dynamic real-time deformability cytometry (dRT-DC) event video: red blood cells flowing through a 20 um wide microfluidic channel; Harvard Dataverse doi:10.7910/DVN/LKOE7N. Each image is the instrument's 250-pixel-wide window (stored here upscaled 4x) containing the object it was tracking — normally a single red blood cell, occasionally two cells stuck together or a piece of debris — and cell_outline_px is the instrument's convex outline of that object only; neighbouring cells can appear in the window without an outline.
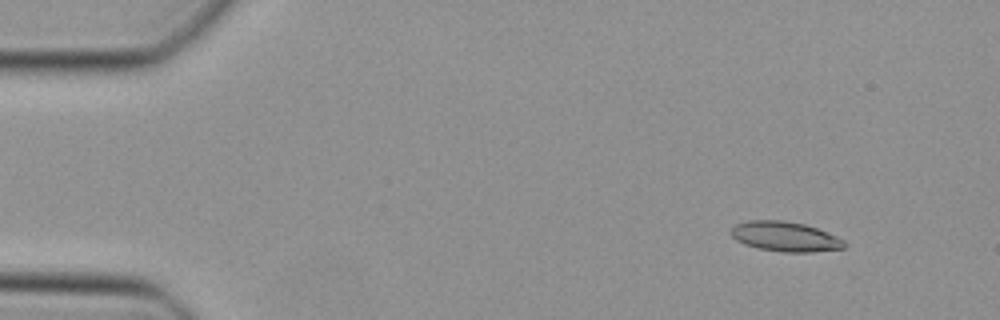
{"species": "Egyptian fruit bat (a non-hibernating species)", "species_latin": "Rousettus aegyptiacus", "temperature_condition": "cold", "stored_images_in_passage": 47, "camera_frame_rate_fps": 3000, "um_per_image_px": 0.085, "animal": {"sex": "female"}, "frame": {"image": 1, "passage_image": 4, "time_ms": 1.0, "image_size_px": [1000, 320], "cell_outline_px": [[848, 244], [844, 248], [812, 252], [780, 252], [760, 248], [744, 244], [736, 240], [732, 236], [732, 228], [736, 224], [748, 220], [784, 220], [804, 224], [816, 228], [836, 236], [844, 240]], "centroid_in_image_um": [66.76, 20.11], "position_along_channel_um": 18.2, "area_um2": 19.65}}
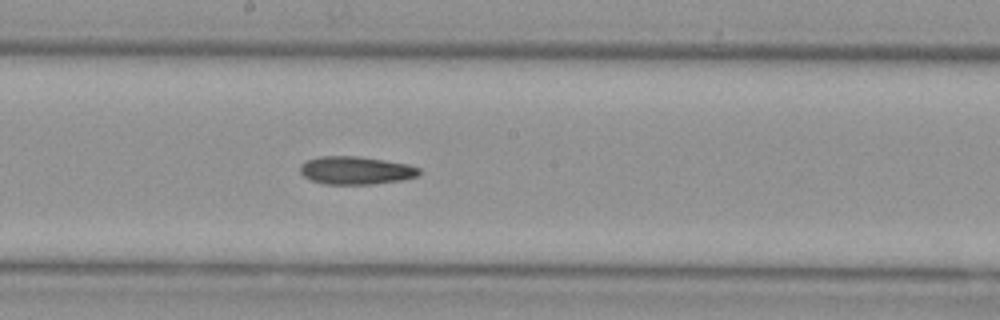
{"frame": {"image": 2, "passage_image": 25, "time_ms": 8.0, "image_size_px": [1000, 320], "cell_outline_px": [[420, 172], [416, 176], [404, 180], [372, 184], [324, 184], [312, 180], [304, 176], [300, 172], [300, 164], [308, 160], [320, 156], [356, 156], [384, 160], [408, 164], [420, 168]], "centroid_in_image_um": [30.25, 14.48], "position_along_channel_um": 218.0, "area_um2": 19.36}}
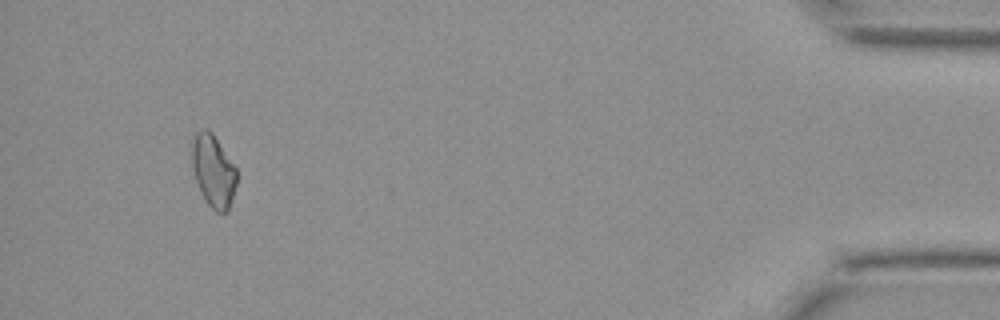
{"frame": {"image": 3, "passage_image": 44, "time_ms": 14.333, "image_size_px": [1000, 320], "cell_outline_px": [[236, 184], [228, 212], [216, 212], [208, 204], [196, 180], [192, 164], [192, 144], [196, 132], [204, 128], [208, 128], [212, 132], [236, 168]], "centroid_in_image_um": [18.14, 14.51], "position_along_channel_um": 417.1, "area_um2": 18.5}}